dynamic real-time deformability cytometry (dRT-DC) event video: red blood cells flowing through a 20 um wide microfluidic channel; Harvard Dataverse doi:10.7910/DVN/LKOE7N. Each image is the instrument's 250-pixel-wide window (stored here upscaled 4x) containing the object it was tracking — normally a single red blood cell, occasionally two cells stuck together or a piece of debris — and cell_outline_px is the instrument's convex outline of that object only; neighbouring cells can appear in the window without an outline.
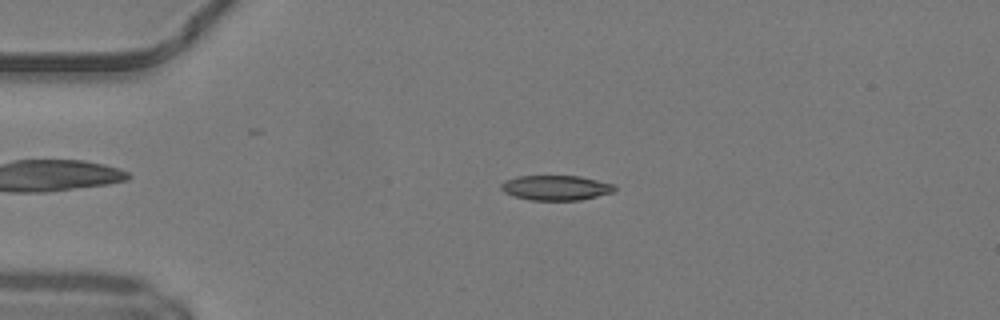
{"species": "common noctule bat (a hibernating species)", "species_latin": "Nyctalus noctula", "temperature_condition": "warm", "stored_images_in_passage": 48, "camera_frame_rate_fps": 3000, "um_per_image_px": 0.085, "animal": {"sex": "male", "body_mass_g": 19.2, "forearm_length_mm": 51.8}, "frame": {"image": 1, "passage_image": 11, "time_ms": 3.333, "image_size_px": [1000, 320], "cell_outline_px": [[616, 188], [612, 192], [580, 200], [528, 200], [512, 196], [504, 192], [500, 188], [500, 184], [504, 180], [516, 176], [580, 176], [616, 184]], "centroid_in_image_um": [47.21, 15.95], "position_along_channel_um": 37.8, "area_um2": 16.65}}
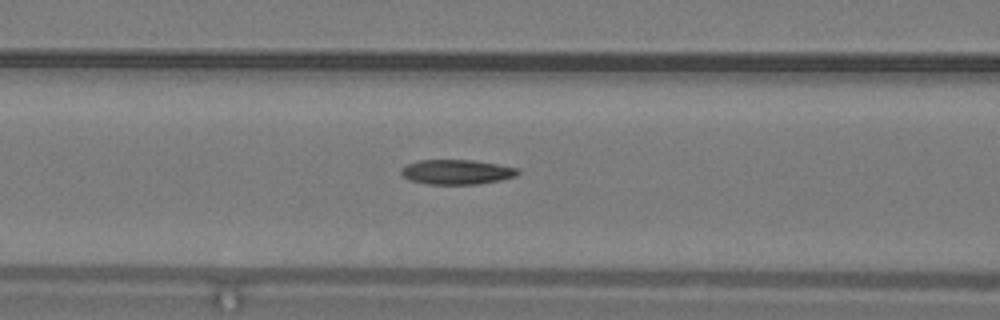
{"frame": {"image": 2, "passage_image": 20, "time_ms": 6.333, "image_size_px": [1000, 320], "cell_outline_px": [[520, 172], [516, 176], [500, 180], [476, 184], [428, 184], [408, 180], [400, 172], [400, 168], [408, 164], [420, 160], [472, 160], [520, 168]], "centroid_in_image_um": [38.82, 14.62], "position_along_channel_um": 127.8, "area_um2": 16.82}}
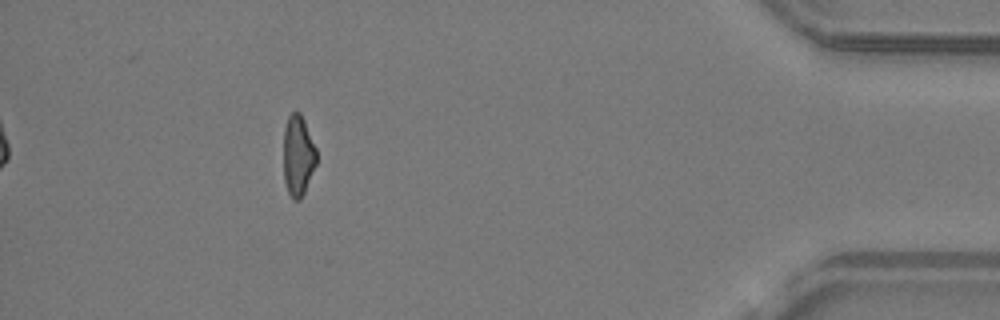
{"frame": {"image": 3, "passage_image": 44, "time_ms": 14.333, "image_size_px": [1000, 320], "cell_outline_px": [[316, 164], [304, 192], [300, 200], [292, 200], [288, 192], [284, 180], [284, 128], [288, 116], [292, 112], [300, 112], [304, 120], [316, 148]], "centroid_in_image_um": [25.32, 13.23], "position_along_channel_um": 409.9, "area_um2": 15.43}, "authors_computed_cell_mechanics": {"area_um2": 16.6753, "velocity_mm_per_s": 4.2251, "shape_relaxation_time_tau1_ms": 10.0765, "shape_relaxation_time_tau2_ms": 4.8354, "deformation_change_tau1": 0.263, "deformation_change_tau2": 0.1299}}